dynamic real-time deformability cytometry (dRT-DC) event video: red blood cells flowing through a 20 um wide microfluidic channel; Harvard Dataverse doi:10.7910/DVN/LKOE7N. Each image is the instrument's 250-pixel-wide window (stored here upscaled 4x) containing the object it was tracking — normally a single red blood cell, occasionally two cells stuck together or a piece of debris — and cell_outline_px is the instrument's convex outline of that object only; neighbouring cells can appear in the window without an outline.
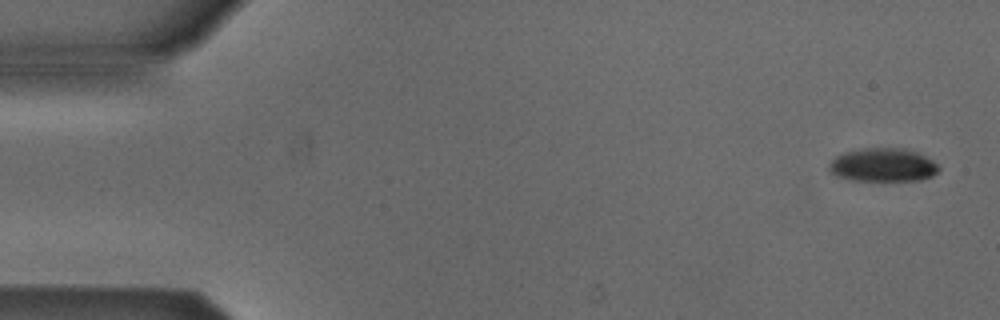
{"species": "Egyptian fruit bat (a non-hibernating species)", "species_latin": "Rousettus aegyptiacus", "temperature_condition": "cold", "stored_images_in_passage": 5, "camera_frame_rate_fps": 3000, "um_per_image_px": 0.085, "animal": {"sex": "male"}, "frame": {"image": 1, "passage_image": 1, "time_ms": 0.0, "image_size_px": [1000, 320], "cell_outline_px": [[940, 168], [932, 176], [920, 180], [852, 180], [836, 176], [828, 168], [828, 164], [836, 156], [844, 152], [864, 148], [908, 148], [932, 160]], "centroid_in_image_um": [75.03, 14.01], "position_along_channel_um": 10.0, "area_um2": 21.27}}
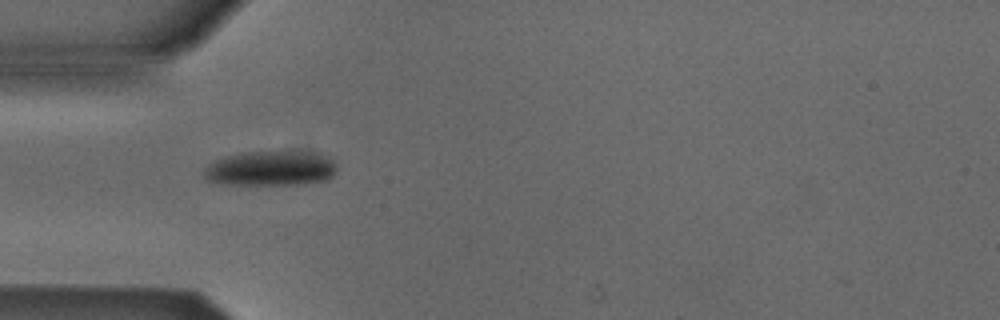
{"frame": {"image": 2, "passage_image": 5, "time_ms": 4.667, "image_size_px": [1000, 320], "cell_outline_px": [[336, 172], [328, 180], [300, 184], [232, 184], [208, 180], [204, 176], [204, 168], [208, 164], [224, 156], [240, 152], [320, 152], [332, 160], [336, 164]], "centroid_in_image_um": [23.04, 14.3], "position_along_channel_um": 62.0, "area_um2": 26.93}}